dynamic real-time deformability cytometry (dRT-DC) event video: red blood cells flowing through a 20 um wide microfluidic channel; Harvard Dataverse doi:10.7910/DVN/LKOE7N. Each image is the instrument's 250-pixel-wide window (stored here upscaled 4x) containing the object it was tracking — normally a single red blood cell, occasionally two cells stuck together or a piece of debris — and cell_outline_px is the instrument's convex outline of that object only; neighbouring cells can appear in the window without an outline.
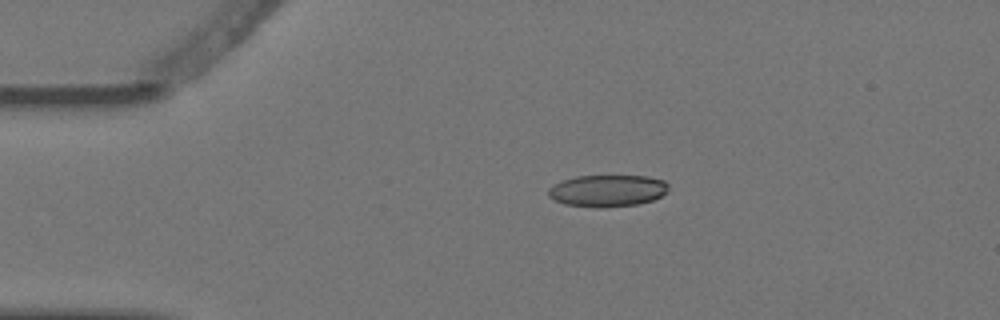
{"species": "Egyptian fruit bat (a non-hibernating species)", "species_latin": "Rousettus aegyptiacus", "temperature_condition": "warm", "stored_images_in_passage": 3, "camera_frame_rate_fps": 3000, "um_per_image_px": 0.085, "animal": {"sex": "female"}, "frame": {"image": 1, "passage_image": 3, "time_ms": 0.667, "image_size_px": [1000, 320], "cell_outline_px": [[668, 192], [652, 200], [640, 204], [604, 208], [596, 208], [564, 204], [548, 196], [548, 188], [564, 180], [576, 176], [648, 176], [664, 180], [668, 184]], "centroid_in_image_um": [51.66, 16.22], "position_along_channel_um": 33.3, "area_um2": 22.43}}